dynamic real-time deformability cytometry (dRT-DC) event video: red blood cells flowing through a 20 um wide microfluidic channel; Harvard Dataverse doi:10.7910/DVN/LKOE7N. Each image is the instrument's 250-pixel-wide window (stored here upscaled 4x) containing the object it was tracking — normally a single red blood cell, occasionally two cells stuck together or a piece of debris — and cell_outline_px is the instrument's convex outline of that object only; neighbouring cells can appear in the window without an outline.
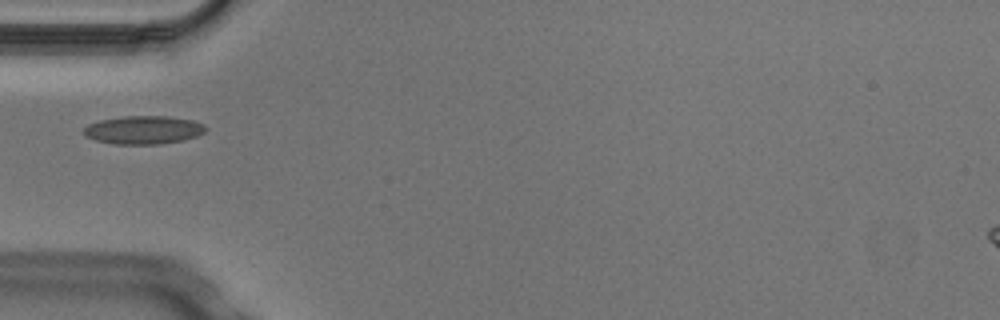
{"species": "Egyptian fruit bat (a non-hibernating species)", "species_latin": "Rousettus aegyptiacus", "temperature_condition": "cold", "stored_images_in_passage": 1, "camera_frame_rate_fps": 3000, "um_per_image_px": 0.085, "animal": {"sex": "male"}, "frame": {"image": 1, "passage_image": 1, "time_ms": 0.0, "image_size_px": [1000, 320], "cell_outline_px": [[208, 128], [204, 132], [196, 136], [184, 140], [160, 144], [112, 144], [96, 140], [84, 136], [84, 128], [88, 124], [100, 120], [124, 116], [168, 116], [192, 120], [204, 124]], "centroid_in_image_um": [12.2, 11.04], "position_along_channel_um": 72.8, "area_um2": 20.17}}